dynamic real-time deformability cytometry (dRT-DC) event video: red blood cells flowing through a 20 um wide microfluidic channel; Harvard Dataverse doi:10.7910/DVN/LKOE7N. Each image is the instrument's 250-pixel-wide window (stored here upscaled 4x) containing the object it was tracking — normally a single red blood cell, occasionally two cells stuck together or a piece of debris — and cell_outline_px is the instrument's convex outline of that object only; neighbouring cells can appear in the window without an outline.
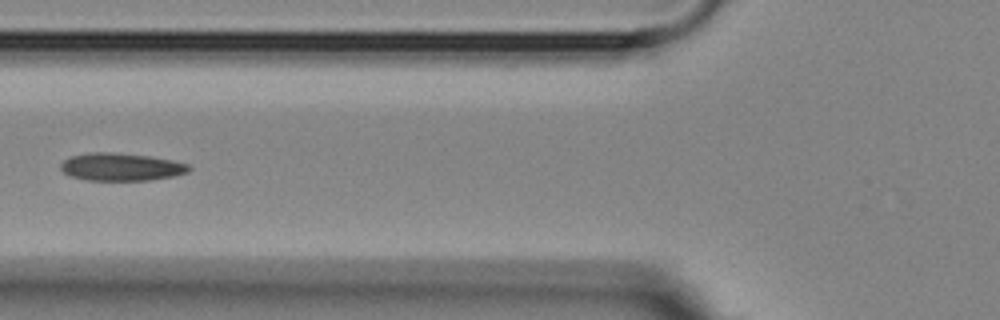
{"species": "Egyptian fruit bat (a non-hibernating species)", "species_latin": "Rousettus aegyptiacus", "temperature_condition": "room temperature", "stored_images_in_passage": 9, "camera_frame_rate_fps": 3000, "um_per_image_px": 0.085, "animal": {"sex": "female"}, "frame": {"image": 1, "passage_image": 6, "time_ms": 6.0, "image_size_px": [1000, 320], "cell_outline_px": [[192, 168], [188, 172], [176, 176], [152, 180], [88, 180], [72, 176], [64, 172], [60, 168], [60, 164], [64, 160], [72, 156], [92, 152], [108, 152], [148, 156], [172, 160], [188, 164]], "centroid_in_image_um": [10.33, 14.19], "position_along_channel_um": 115.5, "area_um2": 20.58}}
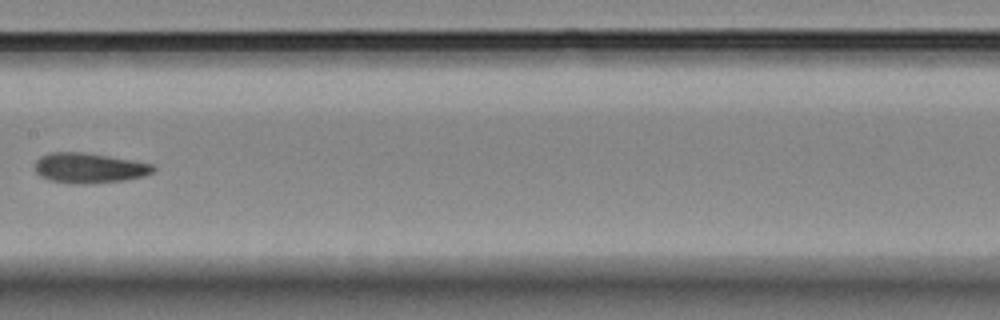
{"frame": {"image": 2, "passage_image": 8, "time_ms": 8.333, "image_size_px": [1000, 320], "cell_outline_px": [[156, 168], [152, 172], [144, 176], [124, 180], [84, 184], [68, 184], [52, 180], [40, 176], [36, 172], [36, 160], [40, 156], [48, 152], [80, 152], [108, 156], [152, 164]], "centroid_in_image_um": [7.55, 14.28], "position_along_channel_um": 199.9, "area_um2": 20.63}}
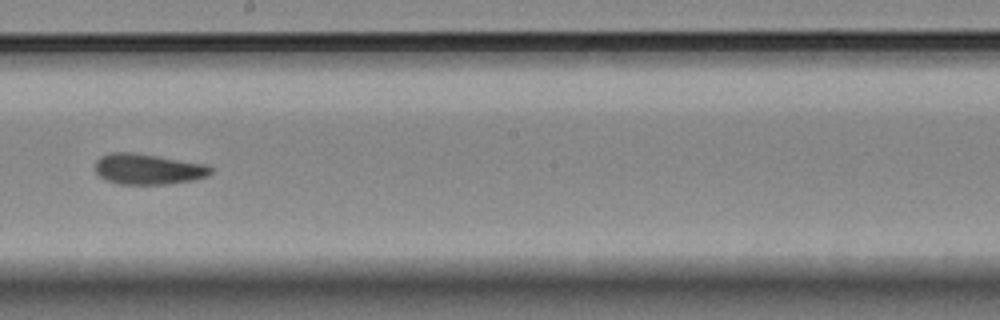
{"frame": {"image": 3, "passage_image": 9, "time_ms": 9.333, "image_size_px": [1000, 320], "cell_outline_px": [[212, 172], [208, 176], [192, 180], [168, 184], [116, 184], [104, 180], [96, 172], [96, 160], [100, 156], [112, 152], [132, 152], [204, 164], [212, 168]], "centroid_in_image_um": [12.54, 14.38], "position_along_channel_um": 235.7, "area_um2": 20.58}}